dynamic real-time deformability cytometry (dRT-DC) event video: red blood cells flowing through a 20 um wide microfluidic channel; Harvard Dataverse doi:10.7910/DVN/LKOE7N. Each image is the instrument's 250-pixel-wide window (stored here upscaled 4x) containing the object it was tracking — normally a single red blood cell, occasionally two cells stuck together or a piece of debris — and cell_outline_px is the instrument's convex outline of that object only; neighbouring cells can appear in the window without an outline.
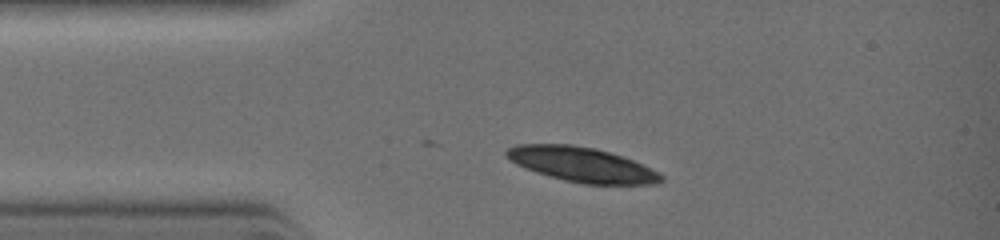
{"species": "common noctule bat (a hibernating species)", "species_latin": "Nyctalus noctula", "temperature_condition": "warm", "stored_images_in_passage": 15, "camera_frame_rate_fps": 3000, "um_per_image_px": 0.085, "animal": {"sex": "female", "body_mass_g": 19.0, "forearm_length_mm": 51.5}, "frame": {"image": 1, "passage_image": 1, "time_ms": 0.0, "image_size_px": [1000, 240], "cell_outline_px": [[664, 180], [656, 184], [584, 184], [564, 180], [536, 172], [524, 168], [516, 164], [504, 156], [504, 152], [508, 148], [516, 144], [572, 144], [596, 148], [624, 156], [660, 172], [664, 176]], "centroid_in_image_um": [49.46, 13.98], "position_along_channel_um": 35.5, "area_um2": 31.56}}
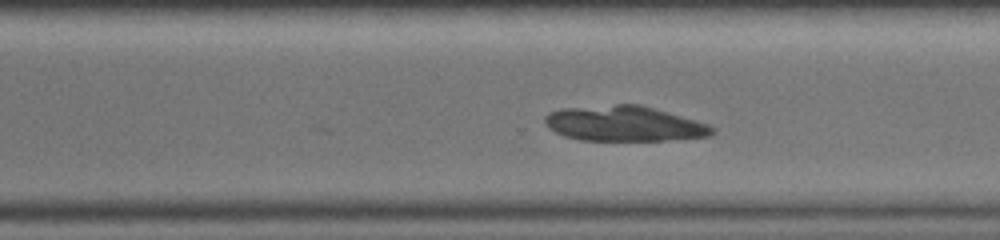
{"frame": {"image": 2, "passage_image": 15, "time_ms": 5.333, "image_size_px": [1000, 240], "cell_outline_px": [[716, 132], [712, 136], [664, 140], [580, 140], [564, 136], [548, 128], [544, 124], [544, 116], [548, 112], [564, 108], [616, 104], [640, 104], [708, 124], [716, 128]], "centroid_in_image_um": [53.04, 10.51], "position_along_channel_um": 317.6, "area_um2": 34.39}}